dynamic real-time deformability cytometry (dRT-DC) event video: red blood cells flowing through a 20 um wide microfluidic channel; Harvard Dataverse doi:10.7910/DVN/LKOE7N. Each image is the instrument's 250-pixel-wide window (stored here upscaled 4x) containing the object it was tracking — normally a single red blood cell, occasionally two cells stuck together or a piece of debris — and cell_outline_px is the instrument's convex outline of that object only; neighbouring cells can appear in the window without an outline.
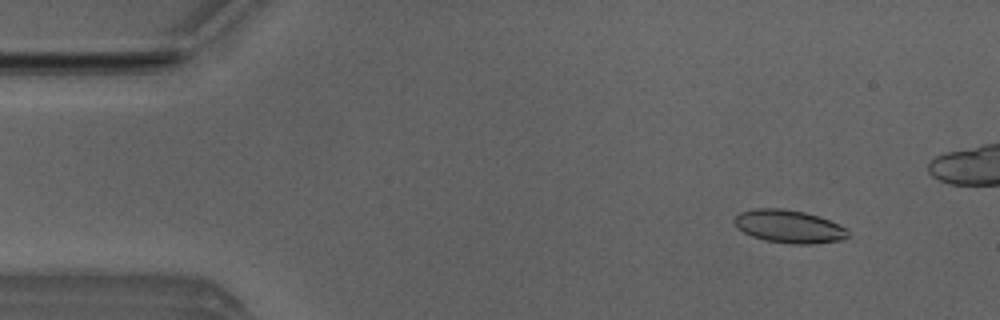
{"species": "Egyptian fruit bat (a non-hibernating species)", "species_latin": "Rousettus aegyptiacus", "temperature_condition": "room temperature", "stored_images_in_passage": 18, "camera_frame_rate_fps": 3000, "um_per_image_px": 0.085, "animal": {"sex": "male"}, "frame": {"image": 1, "passage_image": 6, "time_ms": 1.667, "image_size_px": [1000, 320], "cell_outline_px": [[848, 236], [844, 240], [812, 244], [792, 244], [764, 240], [752, 236], [736, 228], [732, 220], [740, 212], [756, 208], [780, 208], [804, 212], [820, 216], [848, 228]], "centroid_in_image_um": [67.07, 19.25], "position_along_channel_um": 17.9, "area_um2": 22.08}}